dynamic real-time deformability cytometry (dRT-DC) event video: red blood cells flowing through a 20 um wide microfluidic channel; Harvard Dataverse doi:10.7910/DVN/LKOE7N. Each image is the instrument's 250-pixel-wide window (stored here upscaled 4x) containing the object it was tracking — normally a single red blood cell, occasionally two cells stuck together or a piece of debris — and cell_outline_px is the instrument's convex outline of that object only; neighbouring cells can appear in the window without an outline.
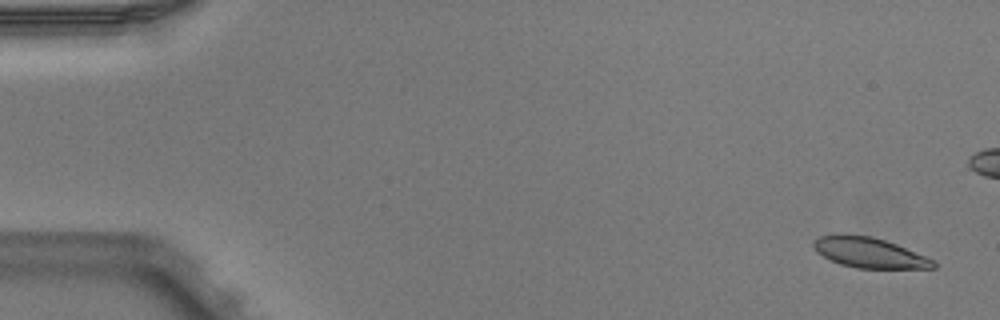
{"species": "Egyptian fruit bat (a non-hibernating species)", "species_latin": "Rousettus aegyptiacus", "temperature_condition": "warm", "stored_images_in_passage": 4, "camera_frame_rate_fps": 3000, "um_per_image_px": 0.085, "animal": {"sex": "male"}, "frame": {"image": 1, "passage_image": 1, "time_ms": 0.0, "image_size_px": [1000, 320], "cell_outline_px": [[936, 268], [856, 268], [840, 264], [816, 252], [812, 248], [812, 240], [820, 236], [840, 232], [844, 232], [872, 236], [896, 244], [936, 260]], "centroid_in_image_um": [73.84, 21.44], "position_along_channel_um": 11.2, "area_um2": 21.56}}